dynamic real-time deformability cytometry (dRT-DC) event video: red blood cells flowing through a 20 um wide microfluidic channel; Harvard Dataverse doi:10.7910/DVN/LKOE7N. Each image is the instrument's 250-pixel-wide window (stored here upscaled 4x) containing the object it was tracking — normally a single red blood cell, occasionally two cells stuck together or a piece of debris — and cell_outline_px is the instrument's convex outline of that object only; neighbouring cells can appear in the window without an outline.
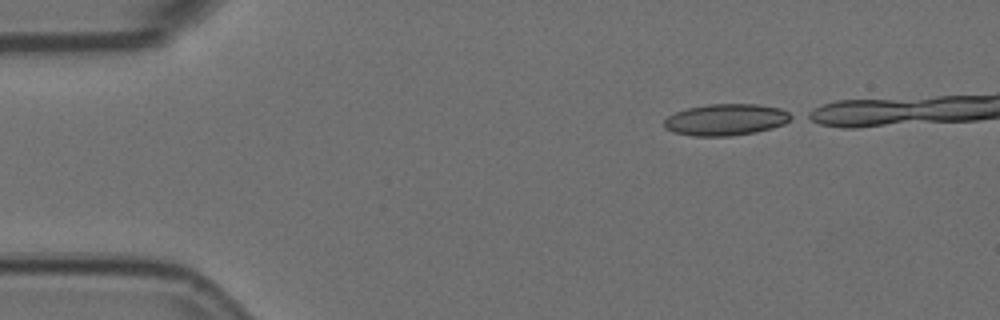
{"species": "Egyptian fruit bat (a non-hibernating species)", "species_latin": "Rousettus aegyptiacus", "temperature_condition": "room temperature", "stored_images_in_passage": 21, "camera_frame_rate_fps": 3000, "um_per_image_px": 0.085, "animal": {"sex": "female"}, "frame": {"image": 1, "passage_image": 1, "time_ms": 0.0, "image_size_px": [1000, 320], "cell_outline_px": [[796, 116], [784, 124], [772, 128], [756, 132], [732, 136], [692, 136], [672, 132], [664, 128], [664, 120], [668, 116], [676, 112], [688, 108], [708, 104], [760, 104], [780, 108]], "centroid_in_image_um": [61.72, 10.17], "position_along_channel_um": 23.3, "area_um2": 23.58}}
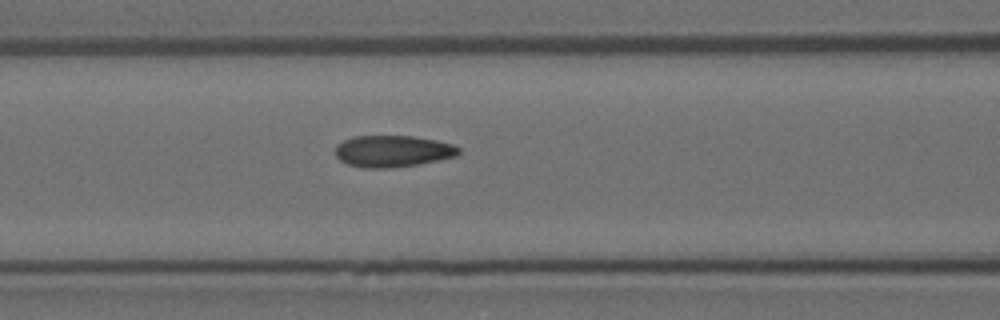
{"frame": {"image": 2, "passage_image": 16, "time_ms": 5.0, "image_size_px": [1000, 320], "cell_outline_px": [[460, 152], [456, 156], [416, 164], [392, 168], [364, 168], [348, 164], [340, 160], [336, 156], [336, 144], [344, 140], [356, 136], [412, 136], [436, 140], [452, 144], [460, 148]], "centroid_in_image_um": [33.36, 12.85], "position_along_channel_um": 133.2, "area_um2": 22.6}}
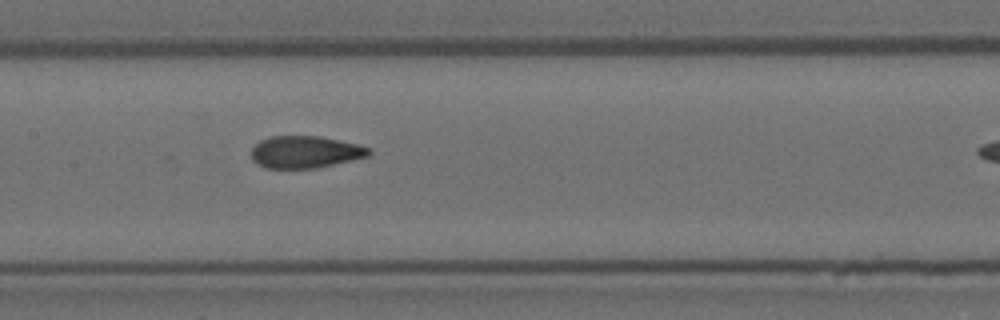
{"frame": {"image": 3, "passage_image": 20, "time_ms": 6.333, "image_size_px": [1000, 320], "cell_outline_px": [[372, 152], [368, 156], [316, 168], [264, 168], [256, 164], [252, 160], [252, 148], [260, 140], [272, 136], [320, 136], [356, 144], [372, 148]], "centroid_in_image_um": [25.92, 12.92], "position_along_channel_um": 181.5, "area_um2": 21.96}}